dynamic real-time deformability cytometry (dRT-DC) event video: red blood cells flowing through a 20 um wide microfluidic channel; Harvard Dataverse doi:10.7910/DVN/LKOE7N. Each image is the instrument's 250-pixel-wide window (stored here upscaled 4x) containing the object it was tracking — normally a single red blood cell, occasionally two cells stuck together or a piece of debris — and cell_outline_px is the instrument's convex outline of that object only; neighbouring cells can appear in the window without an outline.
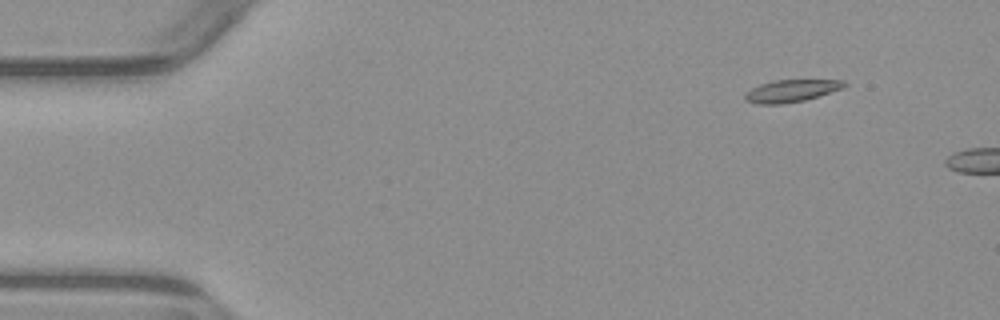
{"species": "common noctule bat (a hibernating species)", "species_latin": "Nyctalus noctula", "temperature_condition": "warm", "stored_images_in_passage": 2, "camera_frame_rate_fps": 3000, "um_per_image_px": 0.085, "animal": {"sex": "male", "body_mass_g": 23.1, "forearm_length_mm": 52.7}, "frame": {"image": 1, "passage_image": 1, "time_ms": 0.0, "image_size_px": [1000, 320], "cell_outline_px": [[848, 84], [844, 88], [804, 100], [780, 104], [756, 104], [744, 100], [744, 96], [752, 88], [760, 84], [772, 80], [844, 80]], "centroid_in_image_um": [67.26, 7.71], "position_along_channel_um": 17.7, "area_um2": 12.83}}